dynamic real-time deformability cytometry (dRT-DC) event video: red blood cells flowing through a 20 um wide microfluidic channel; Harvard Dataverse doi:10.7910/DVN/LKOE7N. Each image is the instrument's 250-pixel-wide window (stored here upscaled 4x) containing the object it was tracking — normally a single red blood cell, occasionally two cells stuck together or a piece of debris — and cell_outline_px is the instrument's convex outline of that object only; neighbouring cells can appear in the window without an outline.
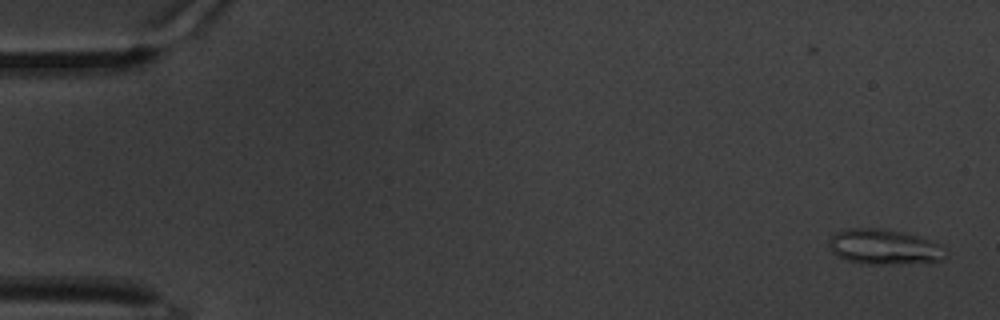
{"species": "common noctule bat (a hibernating species)", "species_latin": "Nyctalus noctula", "temperature_condition": "warm", "stored_images_in_passage": 61, "camera_frame_rate_fps": 3000, "um_per_image_px": 0.085, "animal": {"sex": "male", "body_mass_g": 20.1, "forearm_length_mm": 53.5}, "frame": {"image": 1, "passage_image": 1, "time_ms": 0.0, "image_size_px": [1000, 320], "cell_outline_px": [[948, 256], [940, 260], [900, 264], [860, 264], [836, 256], [832, 252], [828, 244], [828, 240], [836, 232], [848, 228], [880, 228], [904, 232], [940, 244], [948, 248]], "centroid_in_image_um": [75.15, 20.99], "position_along_channel_um": 9.8, "area_um2": 24.22}}
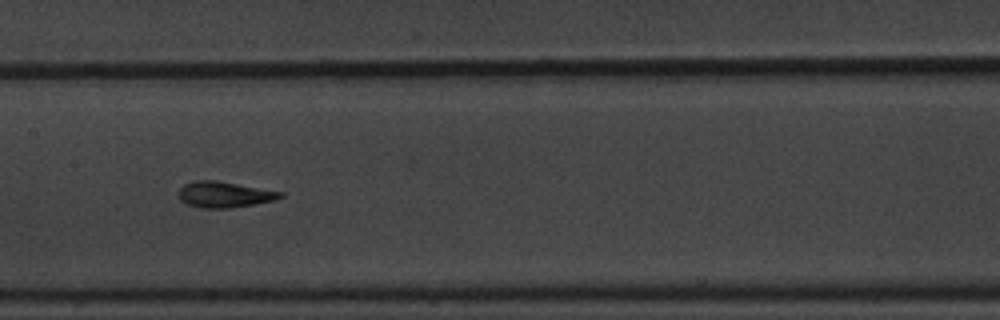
{"frame": {"image": 2, "passage_image": 30, "time_ms": 9.667, "image_size_px": [1000, 320], "cell_outline_px": [[284, 196], [276, 200], [232, 208], [200, 208], [188, 204], [180, 200], [180, 188], [184, 184], [196, 180], [216, 180], [284, 192]], "centroid_in_image_um": [19.1, 16.53], "position_along_channel_um": 188.3, "area_um2": 15.37}}
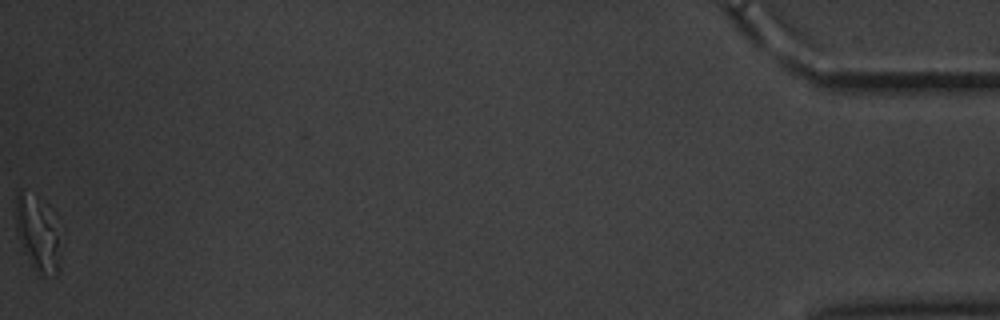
{"frame": {"image": 3, "passage_image": 61, "time_ms": 20.0, "image_size_px": [1000, 320], "cell_outline_px": [[64, 244], [60, 268], [56, 276], [40, 276], [32, 268], [16, 236], [16, 192], [20, 188], [36, 196]], "centroid_in_image_um": [3.2, 20.0], "position_along_channel_um": 432.0, "area_um2": 19.83}, "authors_computed_cell_mechanics": {"area_um2": 15.3748, "velocity_mm_per_s": 3.28, "shape_relaxation_time_tau1_ms": 6.44, "shape_relaxation_time_tau2_ms": 2.1868, "deformation_change_tau1": 0.2141, "deformation_change_tau2": 0.0814}}